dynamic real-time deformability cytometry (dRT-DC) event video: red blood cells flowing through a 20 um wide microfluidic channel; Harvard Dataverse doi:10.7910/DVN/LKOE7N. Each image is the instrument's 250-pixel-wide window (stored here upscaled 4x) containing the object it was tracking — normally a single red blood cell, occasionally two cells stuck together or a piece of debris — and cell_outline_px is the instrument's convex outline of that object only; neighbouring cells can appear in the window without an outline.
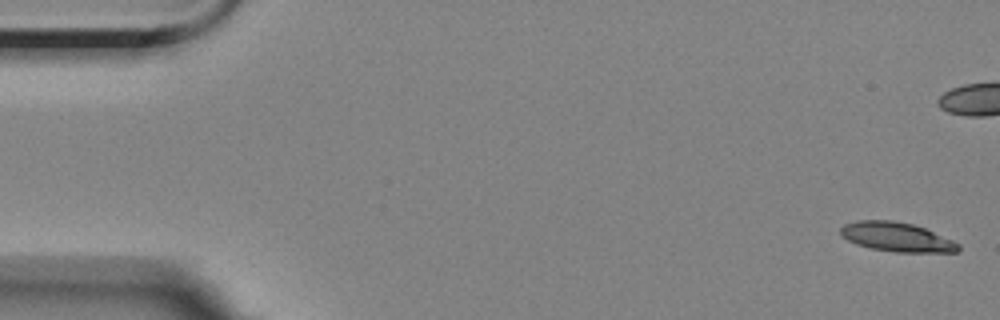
{"species": "Egyptian fruit bat (a non-hibernating species)", "species_latin": "Rousettus aegyptiacus", "temperature_condition": "room temperature", "stored_images_in_passage": 6, "camera_frame_rate_fps": 3000, "um_per_image_px": 0.085, "animal": {"sex": "female"}, "frame": {"image": 1, "passage_image": 1, "time_ms": 0.0, "image_size_px": [1000, 320], "cell_outline_px": [[960, 252], [896, 252], [872, 248], [856, 244], [840, 236], [840, 228], [844, 224], [856, 220], [892, 220], [912, 224], [924, 228], [952, 240], [960, 244]], "centroid_in_image_um": [76.2, 20.14], "position_along_channel_um": 8.8, "area_um2": 20.06}}